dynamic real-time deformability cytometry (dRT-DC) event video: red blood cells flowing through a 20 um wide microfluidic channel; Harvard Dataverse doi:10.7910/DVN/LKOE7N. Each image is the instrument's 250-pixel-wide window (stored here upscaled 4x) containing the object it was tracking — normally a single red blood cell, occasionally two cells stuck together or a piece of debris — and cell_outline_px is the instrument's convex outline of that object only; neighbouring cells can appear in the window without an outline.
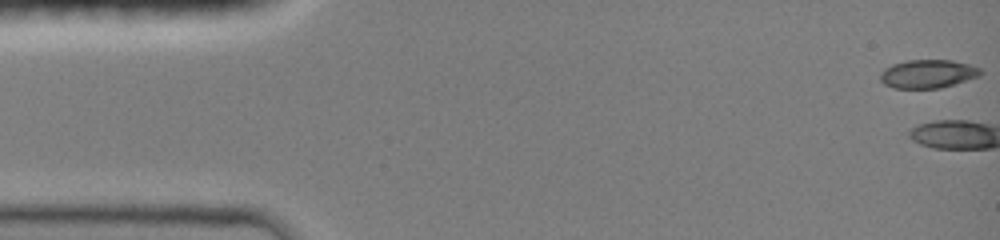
{"species": "common noctule bat (a hibernating species)", "species_latin": "Nyctalus noctula", "temperature_condition": "room temperature", "stored_images_in_passage": 3, "camera_frame_rate_fps": 3000, "um_per_image_px": 0.085, "animal": {"sex": "female", "body_mass_g": 19.0, "forearm_length_mm": 51.5}, "frame": {"image": 1, "passage_image": 1, "time_ms": 0.0, "image_size_px": [1000, 240], "cell_outline_px": [[984, 72], [980, 76], [940, 88], [892, 88], [884, 84], [880, 80], [880, 72], [884, 68], [892, 64], [908, 60], [952, 60], [968, 64], [980, 68]], "centroid_in_image_um": [78.85, 6.27], "position_along_channel_um": 6.1, "area_um2": 16.7}}